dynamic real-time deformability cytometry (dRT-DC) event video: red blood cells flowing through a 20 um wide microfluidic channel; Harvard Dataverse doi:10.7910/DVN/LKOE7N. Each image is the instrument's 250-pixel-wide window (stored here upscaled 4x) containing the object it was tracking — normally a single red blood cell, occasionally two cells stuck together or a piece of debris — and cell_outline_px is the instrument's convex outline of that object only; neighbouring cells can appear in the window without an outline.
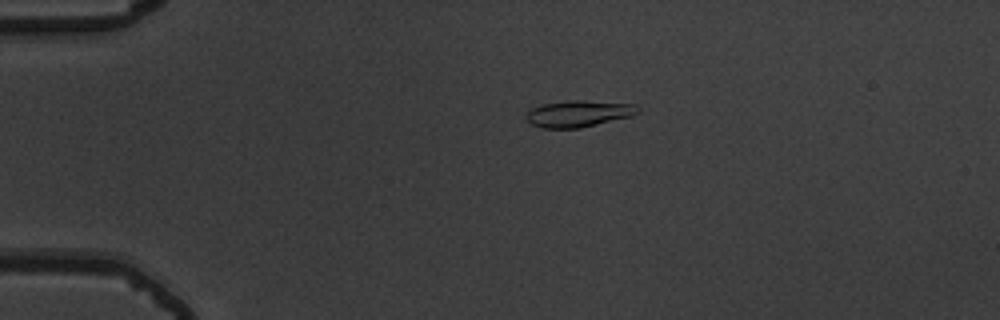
{"species": "common noctule bat (a hibernating species)", "species_latin": "Nyctalus noctula", "temperature_condition": "warm", "stored_images_in_passage": 42, "camera_frame_rate_fps": 3000, "um_per_image_px": 0.085, "animal": {"sex": "male", "body_mass_g": 19.5, "forearm_length_mm": 54.6}, "frame": {"image": 1, "passage_image": 1, "time_ms": 0.0, "image_size_px": [1000, 320], "cell_outline_px": [[640, 112], [632, 116], [580, 128], [540, 128], [532, 124], [524, 116], [532, 108], [540, 104], [572, 100], [580, 100], [636, 104], [640, 108]], "centroid_in_image_um": [49.19, 9.66], "position_along_channel_um": 35.8, "area_um2": 17.34}}
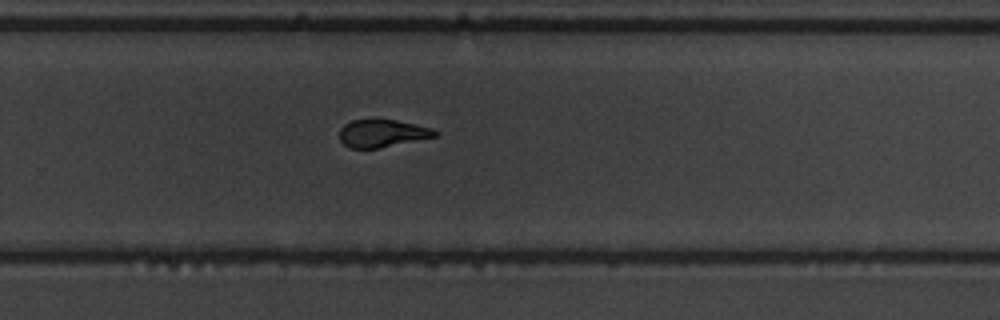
{"frame": {"image": 2, "passage_image": 25, "time_ms": 8.0, "image_size_px": [1000, 320], "cell_outline_px": [[440, 132], [436, 136], [380, 148], [348, 148], [340, 140], [340, 128], [344, 124], [352, 120], [372, 116], [376, 116], [396, 120], [432, 128]], "centroid_in_image_um": [32.45, 11.28], "position_along_channel_um": 297.3, "area_um2": 15.95}}
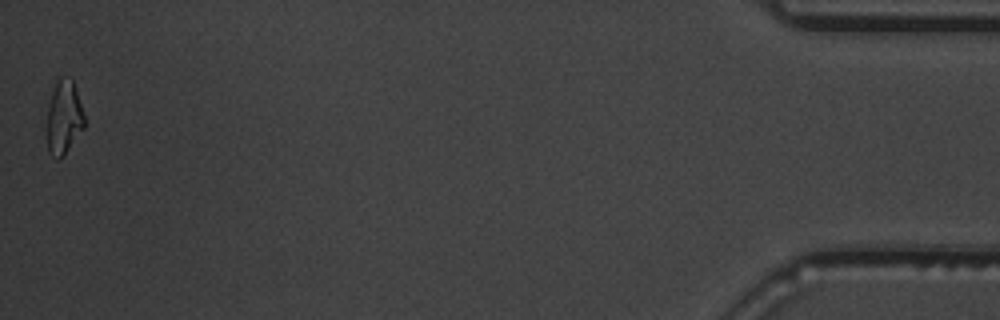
{"frame": {"image": 3, "passage_image": 42, "time_ms": 13.667, "image_size_px": [1000, 320], "cell_outline_px": [[84, 128], [64, 156], [56, 160], [48, 152], [48, 108], [52, 92], [60, 76], [72, 76], [84, 116]], "centroid_in_image_um": [5.44, 9.99], "position_along_channel_um": 429.8, "area_um2": 16.01}, "authors_computed_cell_mechanics": {"area_um2": 16.4441, "velocity_mm_per_s": 3.8655, "shape_relaxation_time_tau1_ms": 5.8591, "shape_relaxation_time_tau2_ms": 1.8136, "deformation_change_tau1": 0.213, "deformation_change_tau2": 0.0696}}